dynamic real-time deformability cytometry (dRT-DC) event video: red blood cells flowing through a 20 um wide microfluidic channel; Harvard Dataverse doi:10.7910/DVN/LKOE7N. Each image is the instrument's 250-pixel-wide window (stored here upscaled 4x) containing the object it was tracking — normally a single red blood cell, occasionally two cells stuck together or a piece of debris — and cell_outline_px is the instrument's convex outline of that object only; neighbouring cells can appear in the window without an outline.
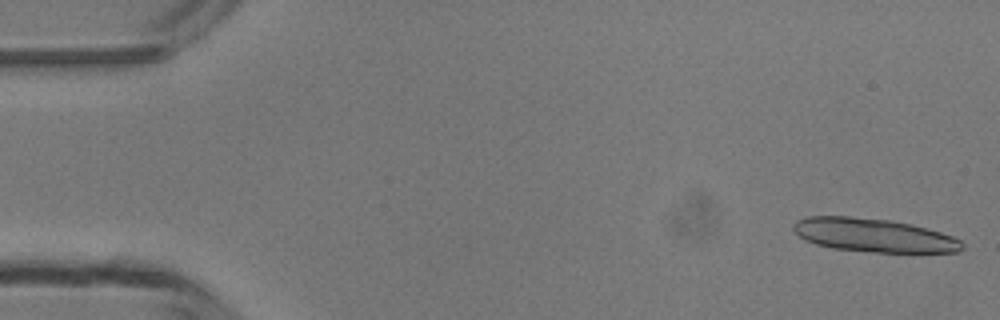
{"species": "common noctule bat (a hibernating species)", "species_latin": "Nyctalus noctula", "temperature_condition": "room temperature", "stored_images_in_passage": 19, "camera_frame_rate_fps": 3000, "um_per_image_px": 0.085, "animal": {"sex": "male", "body_mass_g": 13.3}, "frame": {"image": 1, "passage_image": 1, "time_ms": 0.0, "image_size_px": [1000, 320], "cell_outline_px": [[964, 248], [960, 252], [868, 252], [832, 248], [816, 244], [804, 240], [792, 228], [792, 224], [796, 220], [808, 216], [852, 216], [892, 220], [912, 224], [928, 228], [952, 236], [960, 240], [964, 244]], "centroid_in_image_um": [74.26, 19.99], "position_along_channel_um": 10.7, "area_um2": 33.29}}